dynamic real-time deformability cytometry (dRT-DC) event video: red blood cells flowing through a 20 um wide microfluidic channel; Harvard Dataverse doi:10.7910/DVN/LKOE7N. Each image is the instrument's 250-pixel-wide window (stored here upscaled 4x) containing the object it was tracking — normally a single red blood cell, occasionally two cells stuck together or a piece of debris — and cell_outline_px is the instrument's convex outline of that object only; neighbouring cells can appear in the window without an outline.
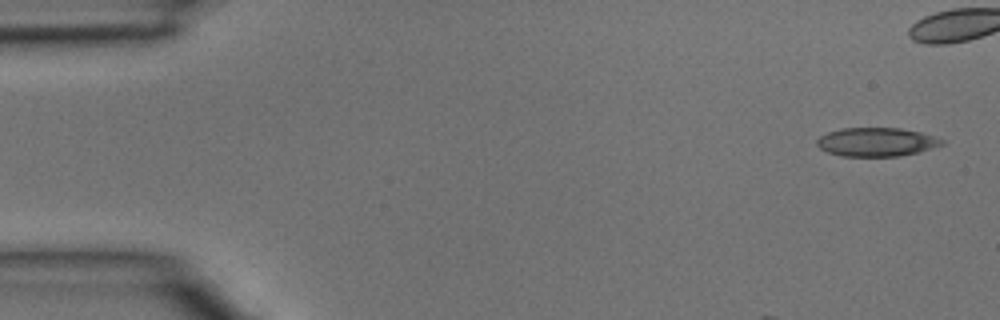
{"species": "common noctule bat (a hibernating species)", "species_latin": "Nyctalus noctula", "temperature_condition": "room temperature", "stored_images_in_passage": 6, "camera_frame_rate_fps": 3000, "um_per_image_px": 0.085, "animal": {"sex": "male", "body_mass_g": 15.6}, "frame": {"image": 1, "passage_image": 1, "time_ms": 0.0, "image_size_px": [1000, 320], "cell_outline_px": [[944, 144], [920, 152], [900, 156], [844, 156], [828, 152], [820, 148], [816, 144], [816, 140], [820, 136], [828, 132], [844, 128], [900, 128], [920, 132], [944, 140]], "centroid_in_image_um": [74.5, 12.07], "position_along_channel_um": 10.5, "area_um2": 20.81}}